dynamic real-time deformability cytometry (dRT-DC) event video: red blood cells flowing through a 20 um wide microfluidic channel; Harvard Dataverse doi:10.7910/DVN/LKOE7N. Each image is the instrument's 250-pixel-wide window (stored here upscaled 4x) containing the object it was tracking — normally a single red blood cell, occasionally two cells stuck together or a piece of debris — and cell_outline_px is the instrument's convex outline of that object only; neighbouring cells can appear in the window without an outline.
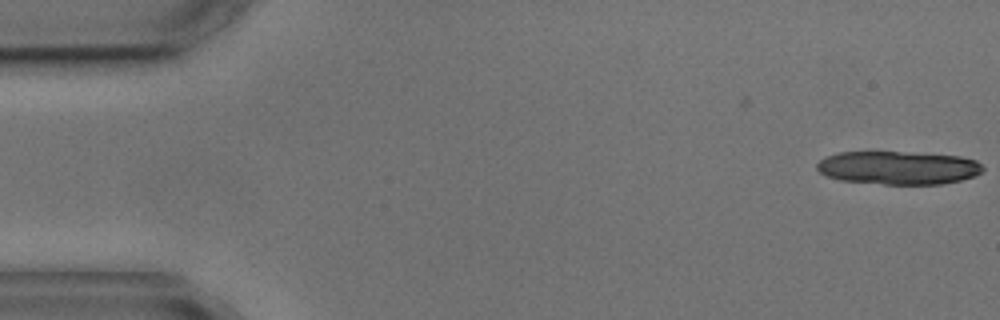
{"species": "common noctule bat (a hibernating species)", "species_latin": "Nyctalus noctula", "temperature_condition": "cold", "stored_images_in_passage": 4, "camera_frame_rate_fps": 3000, "um_per_image_px": 0.085, "animal": {"sex": "male", "body_mass_g": 17.9, "forearm_length_mm": 54.2}, "frame": {"image": 1, "passage_image": 1, "time_ms": 0.0, "image_size_px": [1000, 320], "cell_outline_px": [[984, 168], [976, 176], [960, 180], [940, 184], [884, 184], [840, 180], [828, 176], [820, 172], [816, 168], [816, 164], [820, 160], [828, 156], [840, 152], [900, 152], [960, 156], [976, 160]], "centroid_in_image_um": [76.36, 14.26], "position_along_channel_um": 8.6, "area_um2": 31.96}}